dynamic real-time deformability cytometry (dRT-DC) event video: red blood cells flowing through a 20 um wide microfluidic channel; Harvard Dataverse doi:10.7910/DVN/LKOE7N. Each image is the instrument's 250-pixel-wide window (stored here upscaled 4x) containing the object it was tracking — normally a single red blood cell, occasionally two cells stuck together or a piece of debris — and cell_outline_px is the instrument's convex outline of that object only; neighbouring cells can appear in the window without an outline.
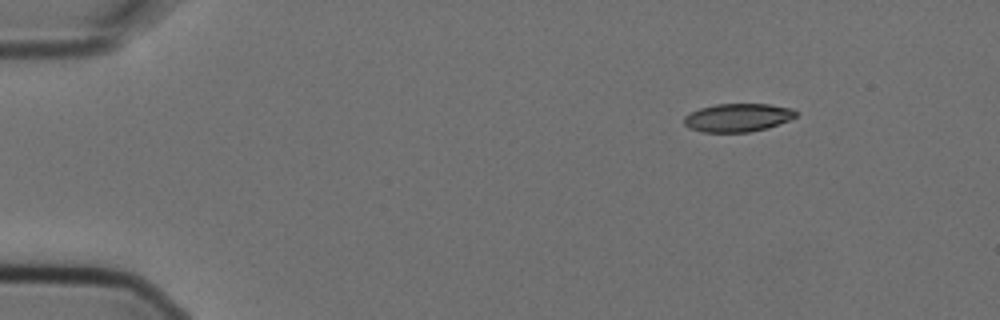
{"species": "Egyptian fruit bat (a non-hibernating species)", "species_latin": "Rousettus aegyptiacus", "temperature_condition": "cold", "stored_images_in_passage": 4, "camera_frame_rate_fps": 3000, "um_per_image_px": 0.085, "animal": {"sex": "female"}, "frame": {"image": 1, "passage_image": 4, "time_ms": 1.0, "image_size_px": [1000, 320], "cell_outline_px": [[796, 116], [788, 120], [768, 128], [748, 132], [704, 132], [688, 128], [684, 124], [684, 116], [700, 108], [716, 104], [768, 104], [792, 108], [796, 112]], "centroid_in_image_um": [62.69, 10.0], "position_along_channel_um": 22.3, "area_um2": 18.32}}